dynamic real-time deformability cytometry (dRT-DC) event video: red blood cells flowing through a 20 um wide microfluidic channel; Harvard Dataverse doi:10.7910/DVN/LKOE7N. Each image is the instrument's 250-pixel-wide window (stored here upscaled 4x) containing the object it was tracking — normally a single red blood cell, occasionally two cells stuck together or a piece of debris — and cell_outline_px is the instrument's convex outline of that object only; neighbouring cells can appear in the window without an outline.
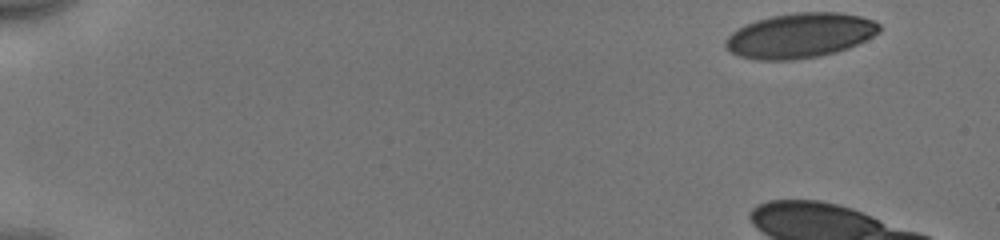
{"species": "human", "species_latin": "Homo sapiens", "temperature_condition": "cold", "stored_images_in_passage": 12, "camera_frame_rate_fps": 3000, "um_per_image_px": 0.085, "donor": {"sex": "male"}, "frame": {"image": 1, "passage_image": 1, "time_ms": 0.0, "image_size_px": [1000, 240], "cell_outline_px": [[880, 32], [848, 48], [836, 52], [820, 56], [792, 60], [756, 60], [740, 56], [732, 52], [724, 44], [724, 40], [732, 32], [756, 20], [772, 16], [796, 12], [840, 12], [860, 16], [876, 20], [880, 24]], "centroid_in_image_um": [68.03, 3.01], "position_along_channel_um": 17.0, "area_um2": 40.11}}